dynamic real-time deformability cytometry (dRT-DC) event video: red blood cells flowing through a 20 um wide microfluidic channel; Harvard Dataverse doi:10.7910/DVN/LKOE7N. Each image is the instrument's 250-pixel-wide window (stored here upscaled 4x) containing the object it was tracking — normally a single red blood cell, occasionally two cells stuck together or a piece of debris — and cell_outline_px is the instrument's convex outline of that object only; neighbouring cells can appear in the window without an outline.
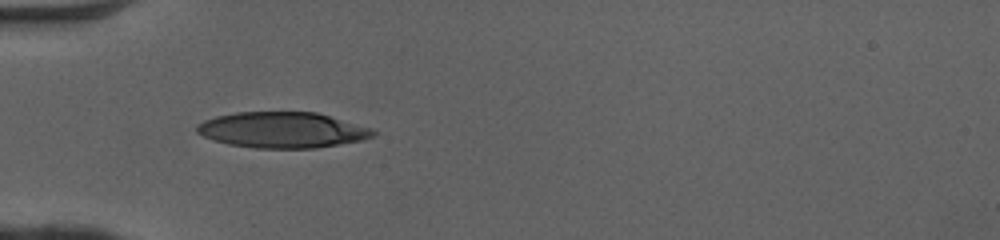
{"species": "human", "species_latin": "Homo sapiens", "temperature_condition": "cold", "stored_images_in_passage": 34, "camera_frame_rate_fps": 3000, "um_per_image_px": 0.085, "donor": {"sex": "female"}, "frame": {"image": 1, "passage_image": 1, "time_ms": 0.0, "image_size_px": [1000, 240], "cell_outline_px": [[376, 136], [360, 140], [316, 148], [256, 148], [228, 144], [212, 140], [196, 132], [196, 124], [204, 120], [216, 116], [236, 112], [316, 112], [372, 128], [376, 132]], "centroid_in_image_um": [23.97, 11.05], "position_along_channel_um": 61.0, "area_um2": 36.76}}
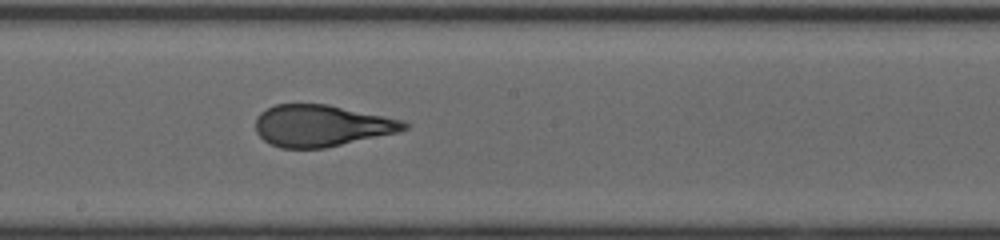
{"frame": {"image": 2, "passage_image": 13, "time_ms": 4.0, "image_size_px": [1000, 240], "cell_outline_px": [[408, 128], [400, 132], [324, 148], [280, 148], [264, 140], [256, 132], [256, 116], [260, 112], [276, 104], [328, 104], [404, 120], [408, 124]], "centroid_in_image_um": [27.34, 10.68], "position_along_channel_um": 220.9, "area_um2": 36.07}}
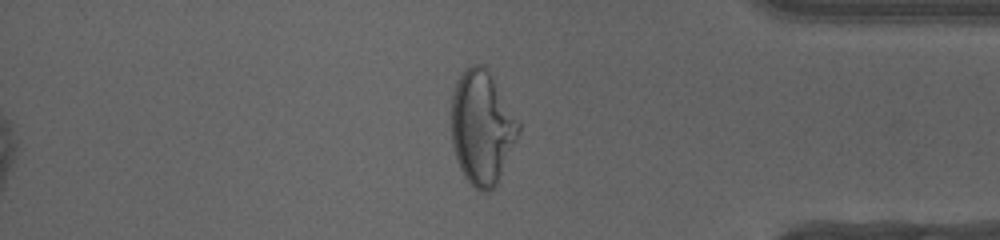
{"frame": {"image": 3, "passage_image": 27, "time_ms": 8.667, "image_size_px": [1000, 240], "cell_outline_px": [[520, 128], [516, 140], [496, 188], [488, 192], [480, 192], [464, 176], [456, 160], [452, 144], [452, 92], [456, 80], [464, 68], [472, 64], [480, 64], [488, 68], [520, 120]], "centroid_in_image_um": [40.98, 10.81], "position_along_channel_um": 394.2, "area_um2": 45.2}, "authors_computed_cell_mechanics": {"area_um2": 37.1076, "velocity_mm_per_s": 4.1252, "shape_relaxation_time_tau1_ms": 6.109, "shape_relaxation_time_tau2_ms": 0.7995, "deformation_change_tau1": 0.2614, "deformation_change_tau2": 0.0845}}